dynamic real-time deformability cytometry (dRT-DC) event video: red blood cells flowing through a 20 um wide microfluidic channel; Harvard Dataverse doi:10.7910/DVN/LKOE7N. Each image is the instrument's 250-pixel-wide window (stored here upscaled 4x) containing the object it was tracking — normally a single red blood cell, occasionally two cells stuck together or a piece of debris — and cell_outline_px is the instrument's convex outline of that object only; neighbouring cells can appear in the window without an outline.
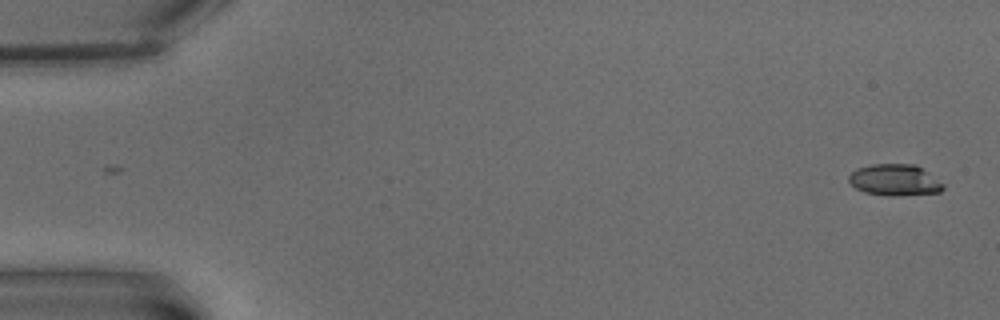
{"species": "common noctule bat (a hibernating species)", "species_latin": "Nyctalus noctula", "temperature_condition": "warm", "stored_images_in_passage": 2, "camera_frame_rate_fps": 3000, "um_per_image_px": 0.085, "animal": {"sex": "male", "body_mass_g": 15.6}, "frame": {"image": 1, "passage_image": 2, "time_ms": 1.0, "image_size_px": [1000, 320], "cell_outline_px": [[944, 188], [940, 192], [892, 196], [864, 192], [856, 188], [848, 180], [848, 176], [856, 168], [872, 164], [916, 164], [928, 172], [944, 184]], "centroid_in_image_um": [76.05, 15.29], "position_along_channel_um": 9.0, "area_um2": 17.22}}